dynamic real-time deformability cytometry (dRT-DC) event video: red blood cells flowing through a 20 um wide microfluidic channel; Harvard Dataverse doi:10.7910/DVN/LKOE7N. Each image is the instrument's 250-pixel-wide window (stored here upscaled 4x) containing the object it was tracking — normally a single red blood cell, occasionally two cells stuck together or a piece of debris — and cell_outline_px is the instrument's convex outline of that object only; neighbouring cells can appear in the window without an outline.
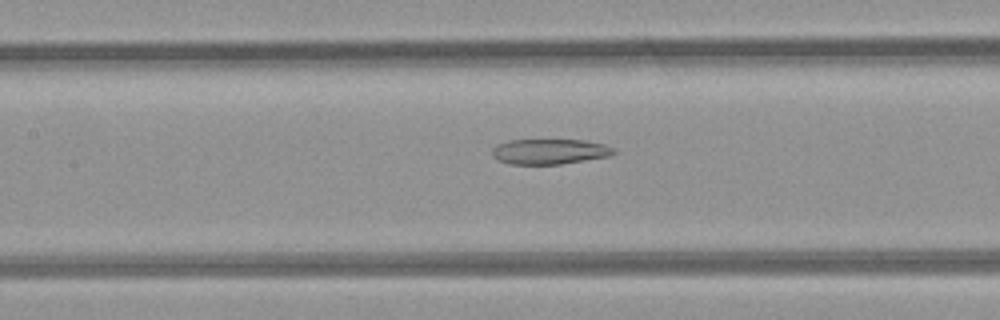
{"species": "common noctule bat (a hibernating species)", "species_latin": "Nyctalus noctula", "temperature_condition": "room temperature", "stored_images_in_passage": 35, "camera_frame_rate_fps": 3000, "um_per_image_px": 0.085, "animal": {"sex": "female", "body_mass_g": 21.9}, "frame": {"image": 1, "passage_image": 9, "time_ms": 2.667, "image_size_px": [1000, 320], "cell_outline_px": [[616, 152], [608, 156], [560, 164], [508, 164], [496, 160], [492, 156], [492, 148], [496, 144], [508, 140], [584, 140], [604, 144], [612, 148]], "centroid_in_image_um": [46.64, 12.88], "position_along_channel_um": 160.8, "area_um2": 17.92}}
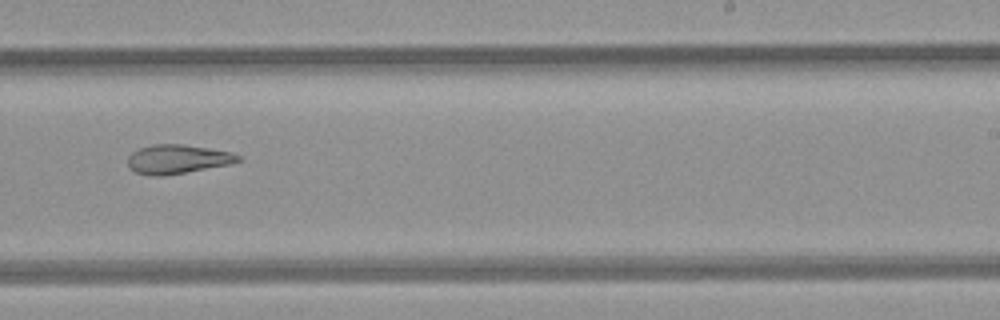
{"frame": {"image": 2, "passage_image": 17, "time_ms": 5.333, "image_size_px": [1000, 320], "cell_outline_px": [[244, 160], [228, 164], [164, 176], [148, 176], [136, 172], [128, 168], [128, 156], [132, 152], [140, 148], [152, 144], [180, 144], [208, 148], [232, 152], [240, 156]], "centroid_in_image_um": [15.06, 13.53], "position_along_channel_um": 273.9, "area_um2": 18.67}}
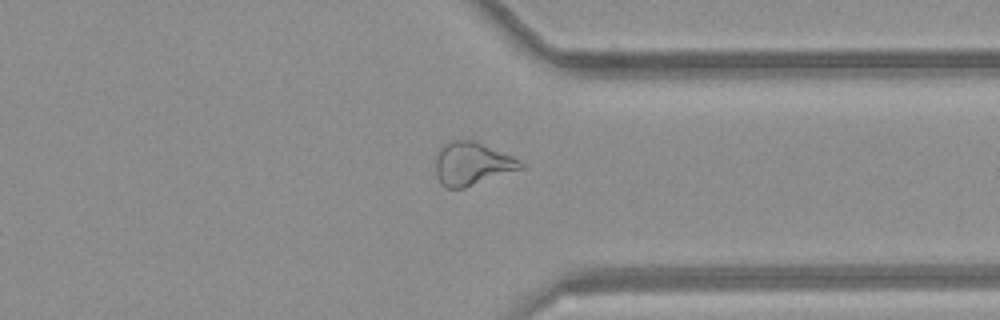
{"frame": {"image": 3, "passage_image": 24, "time_ms": 7.667, "image_size_px": [1000, 320], "cell_outline_px": [[524, 168], [464, 188], [444, 188], [440, 184], [436, 176], [436, 156], [440, 148], [448, 140], [476, 140], [512, 156], [520, 160], [524, 164]], "centroid_in_image_um": [40.11, 13.91], "position_along_channel_um": 371.3, "area_um2": 21.56}, "authors_computed_cell_mechanics": {"area_um2": 20.1144, "velocity_mm_per_s": 4.2625, "shape_relaxation_time_tau1_ms": null, "shape_relaxation_time_tau2_ms": 6.4133, "deformation_change_tau1": null, "deformation_change_tau2": 0.1796}}